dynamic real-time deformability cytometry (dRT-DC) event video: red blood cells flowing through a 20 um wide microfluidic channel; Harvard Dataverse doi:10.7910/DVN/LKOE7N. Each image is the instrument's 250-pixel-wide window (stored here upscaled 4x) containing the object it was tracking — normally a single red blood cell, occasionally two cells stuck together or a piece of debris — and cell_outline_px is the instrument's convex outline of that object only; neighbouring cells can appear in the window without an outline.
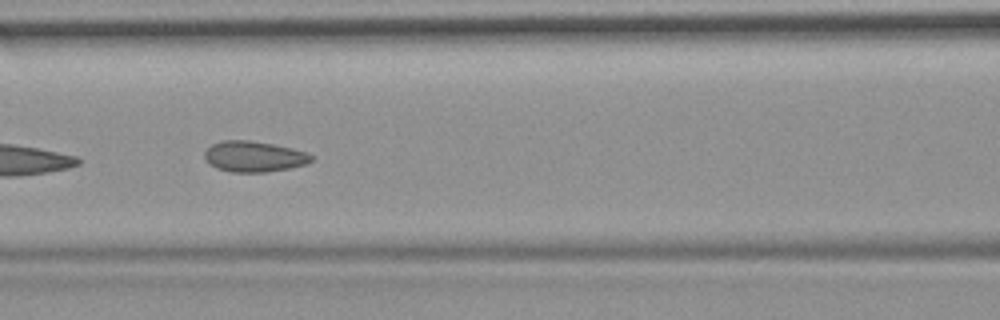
{"species": "common noctule bat (a hibernating species)", "species_latin": "Nyctalus noctula", "temperature_condition": "room temperature", "stored_images_in_passage": 6, "camera_frame_rate_fps": 3000, "um_per_image_px": 0.085, "animal": {"sex": "female", "body_mass_g": 19.9}, "frame": {"image": 1, "passage_image": 6, "time_ms": 6.0, "image_size_px": [1000, 320], "cell_outline_px": [[312, 160], [304, 164], [288, 168], [264, 172], [232, 172], [216, 168], [204, 156], [204, 152], [212, 144], [224, 140], [248, 140], [272, 144], [292, 148], [304, 152], [312, 156]], "centroid_in_image_um": [21.56, 13.3], "position_along_channel_um": 145.0, "area_um2": 18.73}}